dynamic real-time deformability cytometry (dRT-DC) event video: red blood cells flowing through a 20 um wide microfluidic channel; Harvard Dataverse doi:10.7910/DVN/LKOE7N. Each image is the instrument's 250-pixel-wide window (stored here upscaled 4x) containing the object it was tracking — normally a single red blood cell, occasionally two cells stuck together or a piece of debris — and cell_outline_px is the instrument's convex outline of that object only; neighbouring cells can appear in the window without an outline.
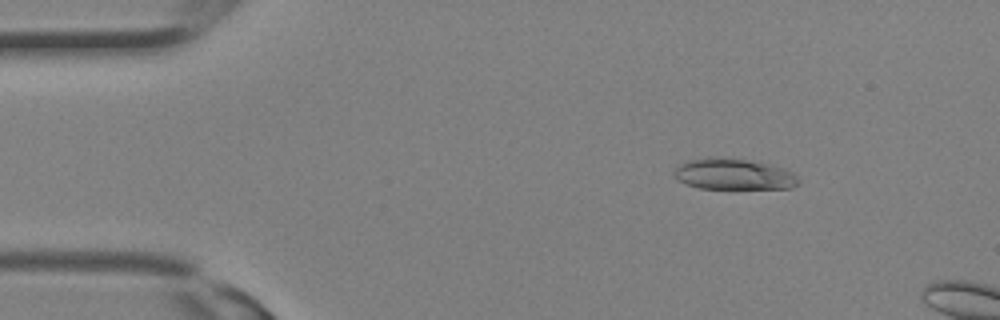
{"species": "Egyptian fruit bat (a non-hibernating species)", "species_latin": "Rousettus aegyptiacus", "temperature_condition": "room temperature", "stored_images_in_passage": 7, "camera_frame_rate_fps": 3000, "um_per_image_px": 0.085, "animal": {"sex": "female"}, "frame": {"image": 1, "passage_image": 4, "time_ms": 1.0, "image_size_px": [1000, 320], "cell_outline_px": [[800, 180], [792, 188], [700, 188], [688, 184], [680, 180], [672, 172], [680, 164], [688, 160], [708, 156], [720, 156], [772, 164], [784, 168], [792, 172]], "centroid_in_image_um": [62.37, 14.78], "position_along_channel_um": 22.6, "area_um2": 22.48}}